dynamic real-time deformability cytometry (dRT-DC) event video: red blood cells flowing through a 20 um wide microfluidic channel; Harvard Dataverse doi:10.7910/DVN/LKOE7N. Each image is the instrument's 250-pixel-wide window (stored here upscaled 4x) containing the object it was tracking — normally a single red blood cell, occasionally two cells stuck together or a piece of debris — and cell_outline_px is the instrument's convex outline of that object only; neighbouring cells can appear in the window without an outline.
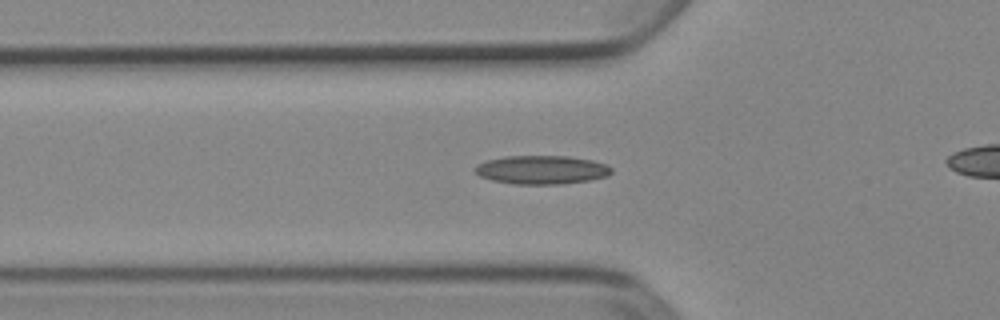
{"species": "Egyptian fruit bat (a non-hibernating species)", "species_latin": "Rousettus aegyptiacus", "temperature_condition": "cold", "stored_images_in_passage": 33, "camera_frame_rate_fps": 3000, "um_per_image_px": 0.085, "animal": {"sex": "female"}, "frame": {"image": 1, "passage_image": 8, "time_ms": 2.333, "image_size_px": [1000, 320], "cell_outline_px": [[612, 172], [608, 176], [588, 180], [560, 184], [512, 184], [492, 180], [480, 176], [472, 168], [476, 164], [488, 160], [508, 156], [568, 156], [592, 160], [608, 164], [612, 168]], "centroid_in_image_um": [46.05, 14.43], "position_along_channel_um": 79.8, "area_um2": 22.83}}
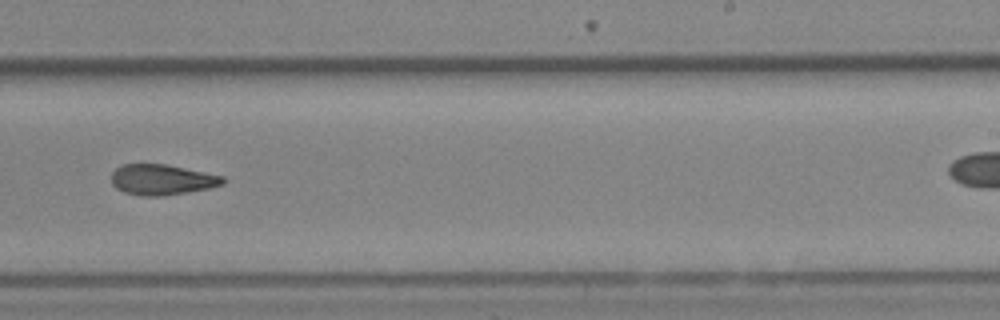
{"frame": {"image": 2, "passage_image": 23, "time_ms": 7.333, "image_size_px": [1000, 320], "cell_outline_px": [[224, 184], [212, 188], [188, 192], [160, 196], [140, 196], [124, 192], [116, 188], [112, 184], [112, 172], [116, 168], [124, 164], [168, 164], [224, 176]], "centroid_in_image_um": [13.78, 15.27], "position_along_channel_um": 275.2, "area_um2": 20.0}}
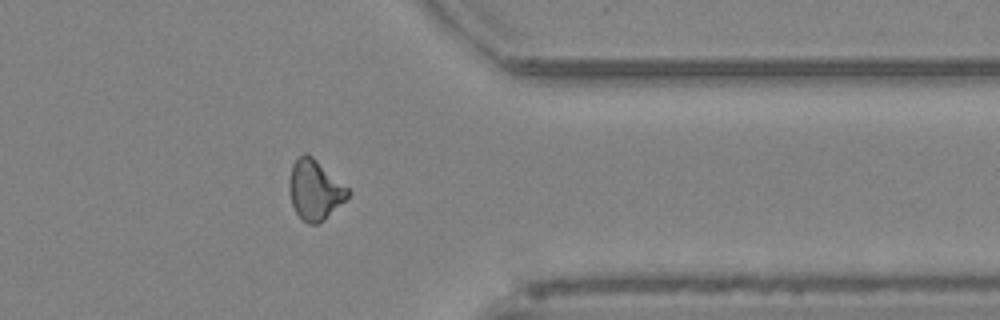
{"frame": {"image": 3, "passage_image": 32, "time_ms": 10.333, "image_size_px": [1000, 320], "cell_outline_px": [[348, 196], [324, 220], [316, 224], [308, 224], [296, 212], [292, 204], [288, 188], [288, 180], [292, 164], [304, 152], [312, 156], [348, 188]], "centroid_in_image_um": [26.72, 16.13], "position_along_channel_um": 384.7, "area_um2": 20.11}}